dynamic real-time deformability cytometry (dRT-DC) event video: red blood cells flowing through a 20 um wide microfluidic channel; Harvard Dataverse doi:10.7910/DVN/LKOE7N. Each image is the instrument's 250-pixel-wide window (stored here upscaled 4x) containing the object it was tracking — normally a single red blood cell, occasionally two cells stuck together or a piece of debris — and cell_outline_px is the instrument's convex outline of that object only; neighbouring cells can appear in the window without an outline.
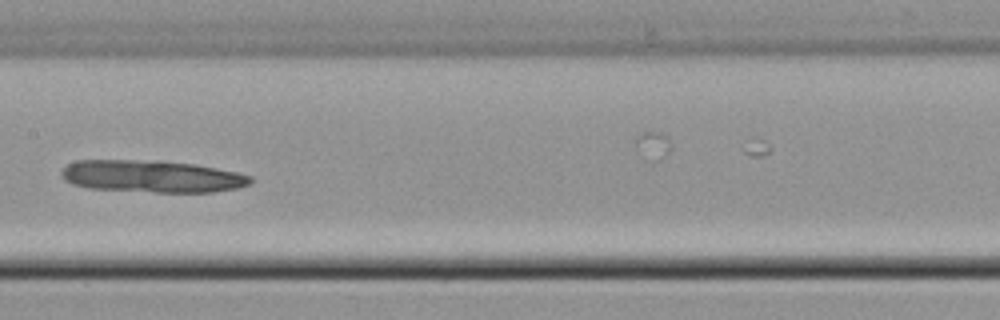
{"species": "common noctule bat (a hibernating species)", "species_latin": "Nyctalus noctula", "temperature_condition": "cold", "stored_images_in_passage": 35, "camera_frame_rate_fps": 3000, "um_per_image_px": 0.085, "animal": {"sex": "male", "body_mass_g": 21.5, "forearm_length_mm": 52.0}, "frame": {"image": 1, "passage_image": 15, "time_ms": 4.667, "image_size_px": [1000, 320], "cell_outline_px": [[252, 180], [248, 184], [236, 188], [212, 192], [156, 192], [88, 188], [72, 184], [64, 180], [60, 176], [60, 172], [68, 164], [76, 160], [132, 160], [196, 164], [236, 172], [252, 176]], "centroid_in_image_um": [12.86, 14.99], "position_along_channel_um": 194.5, "area_um2": 35.14}}